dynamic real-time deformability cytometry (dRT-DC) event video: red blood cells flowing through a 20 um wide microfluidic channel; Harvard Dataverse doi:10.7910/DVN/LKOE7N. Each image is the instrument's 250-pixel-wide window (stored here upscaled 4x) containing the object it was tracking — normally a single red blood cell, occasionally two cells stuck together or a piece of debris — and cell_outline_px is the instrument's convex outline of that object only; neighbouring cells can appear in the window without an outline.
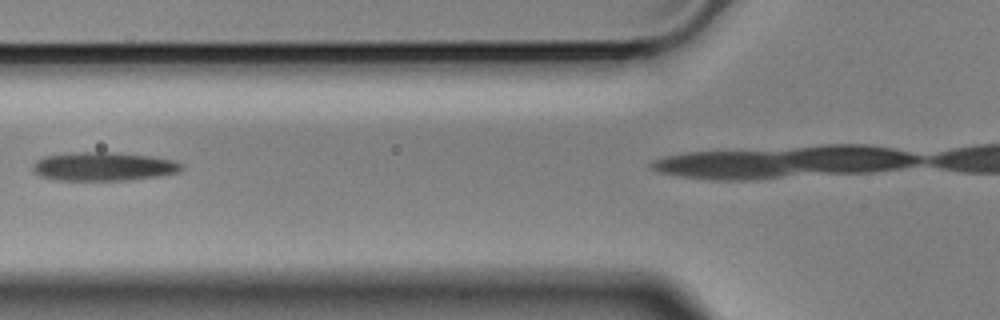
{"species": "Egyptian fruit bat (a non-hibernating species)", "species_latin": "Rousettus aegyptiacus", "temperature_condition": "cold", "stored_images_in_passage": 6, "camera_frame_rate_fps": 3000, "um_per_image_px": 0.085, "animal": {"sex": "male"}, "frame": {"image": 1, "passage_image": 3, "time_ms": 0.667, "image_size_px": [1000, 320], "cell_outline_px": [[184, 168], [180, 172], [160, 176], [128, 180], [56, 180], [40, 176], [32, 172], [32, 164], [36, 160], [44, 156], [76, 152], [112, 152], [152, 156], [172, 160], [184, 164]], "centroid_in_image_um": [8.8, 14.15], "position_along_channel_um": 117.0, "area_um2": 25.14}}